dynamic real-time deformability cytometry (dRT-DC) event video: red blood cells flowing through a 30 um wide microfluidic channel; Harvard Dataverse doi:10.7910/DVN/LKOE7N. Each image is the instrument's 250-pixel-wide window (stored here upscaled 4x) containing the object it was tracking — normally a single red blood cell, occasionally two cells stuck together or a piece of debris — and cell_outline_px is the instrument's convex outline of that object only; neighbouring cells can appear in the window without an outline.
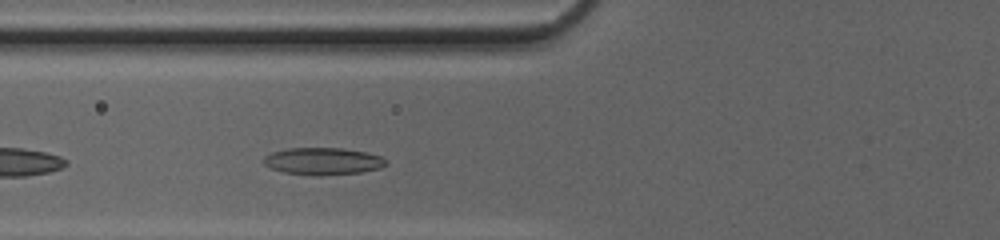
{"species": "common noctule bat (a hibernating species)", "species_latin": "Nyctalus noctula", "temperature_condition": "cold", "stored_images_in_passage": 28, "camera_frame_rate_fps": 3000, "um_per_image_px": 0.085, "animal": {"sex": "female", "body_mass_g": 20.0, "forearm_length_mm": 54.0}, "frame": {"image": 1, "passage_image": 4, "time_ms": 1.0, "image_size_px": [1000, 240], "cell_outline_px": [[388, 164], [380, 168], [360, 172], [320, 176], [284, 172], [272, 168], [264, 164], [264, 156], [272, 152], [288, 148], [344, 148], [368, 152], [380, 156], [388, 160]], "centroid_in_image_um": [27.49, 13.69], "position_along_channel_um": 98.3, "area_um2": 19.42}}
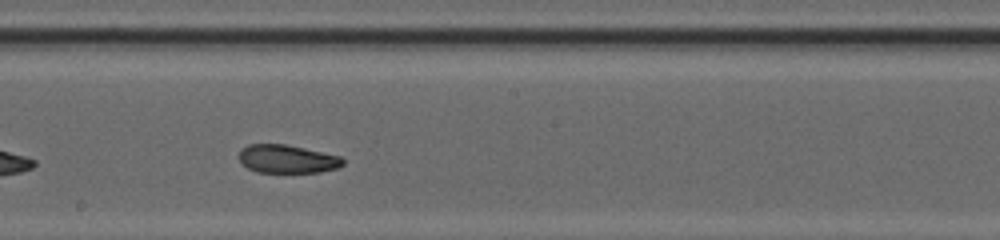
{"frame": {"image": 2, "passage_image": 13, "time_ms": 4.0, "image_size_px": [1000, 240], "cell_outline_px": [[344, 164], [336, 168], [320, 172], [256, 172], [248, 168], [240, 160], [240, 148], [248, 144], [284, 144], [304, 148], [340, 156], [344, 160]], "centroid_in_image_um": [24.4, 13.51], "position_along_channel_um": 223.8, "area_um2": 16.99}}
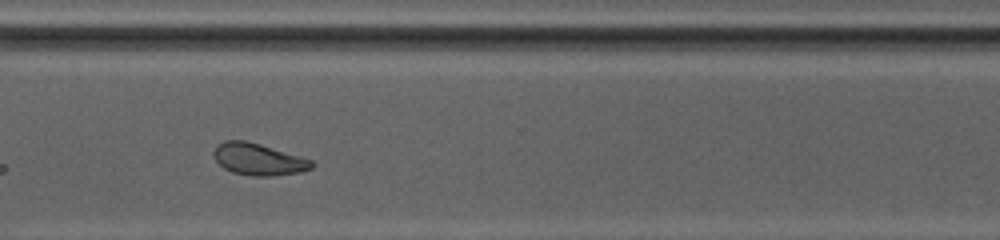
{"frame": {"image": 3, "passage_image": 22, "time_ms": 7.0, "image_size_px": [1000, 240], "cell_outline_px": [[316, 164], [312, 168], [300, 172], [272, 176], [252, 176], [232, 172], [224, 168], [216, 160], [212, 152], [224, 140], [244, 140], [260, 144], [300, 156], [312, 160]], "centroid_in_image_um": [21.99, 13.54], "position_along_channel_um": 348.6, "area_um2": 18.09}, "authors_computed_cell_mechanics": {"area_um2": 17.8891, "velocity_mm_per_s": 4.1723, "shape_relaxation_time_tau1_ms": null, "shape_relaxation_time_tau2_ms": 2.2977, "deformation_change_tau1": null, "deformation_change_tau2": 0.0779}}